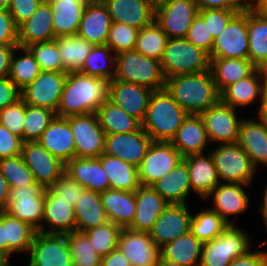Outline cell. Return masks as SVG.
I'll return each instance as SVG.
<instances>
[{
    "label": "cell",
    "instance_id": "15",
    "mask_svg": "<svg viewBox=\"0 0 267 266\" xmlns=\"http://www.w3.org/2000/svg\"><path fill=\"white\" fill-rule=\"evenodd\" d=\"M195 0H167L155 9V21L169 39L185 38L198 14Z\"/></svg>",
    "mask_w": 267,
    "mask_h": 266
},
{
    "label": "cell",
    "instance_id": "36",
    "mask_svg": "<svg viewBox=\"0 0 267 266\" xmlns=\"http://www.w3.org/2000/svg\"><path fill=\"white\" fill-rule=\"evenodd\" d=\"M55 37L77 35L86 5L91 0H48Z\"/></svg>",
    "mask_w": 267,
    "mask_h": 266
},
{
    "label": "cell",
    "instance_id": "57",
    "mask_svg": "<svg viewBox=\"0 0 267 266\" xmlns=\"http://www.w3.org/2000/svg\"><path fill=\"white\" fill-rule=\"evenodd\" d=\"M50 190L59 198L75 207L79 197L86 190L78 182L71 179L65 173L53 184Z\"/></svg>",
    "mask_w": 267,
    "mask_h": 266
},
{
    "label": "cell",
    "instance_id": "4",
    "mask_svg": "<svg viewBox=\"0 0 267 266\" xmlns=\"http://www.w3.org/2000/svg\"><path fill=\"white\" fill-rule=\"evenodd\" d=\"M243 229L230 224L215 239L203 243L199 266H229L235 258L252 250V237Z\"/></svg>",
    "mask_w": 267,
    "mask_h": 266
},
{
    "label": "cell",
    "instance_id": "31",
    "mask_svg": "<svg viewBox=\"0 0 267 266\" xmlns=\"http://www.w3.org/2000/svg\"><path fill=\"white\" fill-rule=\"evenodd\" d=\"M183 159L187 162L190 185L193 194L204 201L211 191L219 185L217 170L210 153L192 154Z\"/></svg>",
    "mask_w": 267,
    "mask_h": 266
},
{
    "label": "cell",
    "instance_id": "74",
    "mask_svg": "<svg viewBox=\"0 0 267 266\" xmlns=\"http://www.w3.org/2000/svg\"><path fill=\"white\" fill-rule=\"evenodd\" d=\"M0 266H8V265L0 258Z\"/></svg>",
    "mask_w": 267,
    "mask_h": 266
},
{
    "label": "cell",
    "instance_id": "72",
    "mask_svg": "<svg viewBox=\"0 0 267 266\" xmlns=\"http://www.w3.org/2000/svg\"><path fill=\"white\" fill-rule=\"evenodd\" d=\"M11 3L12 0H0V8L8 9Z\"/></svg>",
    "mask_w": 267,
    "mask_h": 266
},
{
    "label": "cell",
    "instance_id": "61",
    "mask_svg": "<svg viewBox=\"0 0 267 266\" xmlns=\"http://www.w3.org/2000/svg\"><path fill=\"white\" fill-rule=\"evenodd\" d=\"M20 89L9 76L0 78V110L15 103L21 98Z\"/></svg>",
    "mask_w": 267,
    "mask_h": 266
},
{
    "label": "cell",
    "instance_id": "2",
    "mask_svg": "<svg viewBox=\"0 0 267 266\" xmlns=\"http://www.w3.org/2000/svg\"><path fill=\"white\" fill-rule=\"evenodd\" d=\"M165 89L188 114L200 115L220 101L210 70L166 78Z\"/></svg>",
    "mask_w": 267,
    "mask_h": 266
},
{
    "label": "cell",
    "instance_id": "49",
    "mask_svg": "<svg viewBox=\"0 0 267 266\" xmlns=\"http://www.w3.org/2000/svg\"><path fill=\"white\" fill-rule=\"evenodd\" d=\"M73 266H101V257L91 246L84 232L74 231L66 234Z\"/></svg>",
    "mask_w": 267,
    "mask_h": 266
},
{
    "label": "cell",
    "instance_id": "62",
    "mask_svg": "<svg viewBox=\"0 0 267 266\" xmlns=\"http://www.w3.org/2000/svg\"><path fill=\"white\" fill-rule=\"evenodd\" d=\"M198 10L227 9L244 10L248 6L247 0H195Z\"/></svg>",
    "mask_w": 267,
    "mask_h": 266
},
{
    "label": "cell",
    "instance_id": "53",
    "mask_svg": "<svg viewBox=\"0 0 267 266\" xmlns=\"http://www.w3.org/2000/svg\"><path fill=\"white\" fill-rule=\"evenodd\" d=\"M138 32L139 29L130 25L112 22L106 45L112 49L115 55L135 50Z\"/></svg>",
    "mask_w": 267,
    "mask_h": 266
},
{
    "label": "cell",
    "instance_id": "22",
    "mask_svg": "<svg viewBox=\"0 0 267 266\" xmlns=\"http://www.w3.org/2000/svg\"><path fill=\"white\" fill-rule=\"evenodd\" d=\"M74 231H76L74 207L70 202L56 196L50 189H45L41 232L67 234Z\"/></svg>",
    "mask_w": 267,
    "mask_h": 266
},
{
    "label": "cell",
    "instance_id": "20",
    "mask_svg": "<svg viewBox=\"0 0 267 266\" xmlns=\"http://www.w3.org/2000/svg\"><path fill=\"white\" fill-rule=\"evenodd\" d=\"M188 204H169L149 232L159 248L190 231L192 214Z\"/></svg>",
    "mask_w": 267,
    "mask_h": 266
},
{
    "label": "cell",
    "instance_id": "41",
    "mask_svg": "<svg viewBox=\"0 0 267 266\" xmlns=\"http://www.w3.org/2000/svg\"><path fill=\"white\" fill-rule=\"evenodd\" d=\"M37 230L5 212V241H7V265L12 264L14 254H28Z\"/></svg>",
    "mask_w": 267,
    "mask_h": 266
},
{
    "label": "cell",
    "instance_id": "71",
    "mask_svg": "<svg viewBox=\"0 0 267 266\" xmlns=\"http://www.w3.org/2000/svg\"><path fill=\"white\" fill-rule=\"evenodd\" d=\"M155 9L164 4L167 0H147Z\"/></svg>",
    "mask_w": 267,
    "mask_h": 266
},
{
    "label": "cell",
    "instance_id": "21",
    "mask_svg": "<svg viewBox=\"0 0 267 266\" xmlns=\"http://www.w3.org/2000/svg\"><path fill=\"white\" fill-rule=\"evenodd\" d=\"M152 92L145 86L112 79L109 81L108 99L142 123Z\"/></svg>",
    "mask_w": 267,
    "mask_h": 266
},
{
    "label": "cell",
    "instance_id": "42",
    "mask_svg": "<svg viewBox=\"0 0 267 266\" xmlns=\"http://www.w3.org/2000/svg\"><path fill=\"white\" fill-rule=\"evenodd\" d=\"M63 72H80L94 45L78 35L56 37Z\"/></svg>",
    "mask_w": 267,
    "mask_h": 266
},
{
    "label": "cell",
    "instance_id": "68",
    "mask_svg": "<svg viewBox=\"0 0 267 266\" xmlns=\"http://www.w3.org/2000/svg\"><path fill=\"white\" fill-rule=\"evenodd\" d=\"M257 117L267 122V81L264 80L261 94V102L257 111Z\"/></svg>",
    "mask_w": 267,
    "mask_h": 266
},
{
    "label": "cell",
    "instance_id": "52",
    "mask_svg": "<svg viewBox=\"0 0 267 266\" xmlns=\"http://www.w3.org/2000/svg\"><path fill=\"white\" fill-rule=\"evenodd\" d=\"M41 71H63V63L55 40L33 43L27 46Z\"/></svg>",
    "mask_w": 267,
    "mask_h": 266
},
{
    "label": "cell",
    "instance_id": "7",
    "mask_svg": "<svg viewBox=\"0 0 267 266\" xmlns=\"http://www.w3.org/2000/svg\"><path fill=\"white\" fill-rule=\"evenodd\" d=\"M209 148L221 183H240L251 186L257 169L247 153L237 144H219Z\"/></svg>",
    "mask_w": 267,
    "mask_h": 266
},
{
    "label": "cell",
    "instance_id": "27",
    "mask_svg": "<svg viewBox=\"0 0 267 266\" xmlns=\"http://www.w3.org/2000/svg\"><path fill=\"white\" fill-rule=\"evenodd\" d=\"M112 22L107 6L91 0L85 7L77 35L94 46L106 45Z\"/></svg>",
    "mask_w": 267,
    "mask_h": 266
},
{
    "label": "cell",
    "instance_id": "59",
    "mask_svg": "<svg viewBox=\"0 0 267 266\" xmlns=\"http://www.w3.org/2000/svg\"><path fill=\"white\" fill-rule=\"evenodd\" d=\"M43 0H12L8 11L14 19L17 27L27 21L37 10Z\"/></svg>",
    "mask_w": 267,
    "mask_h": 266
},
{
    "label": "cell",
    "instance_id": "50",
    "mask_svg": "<svg viewBox=\"0 0 267 266\" xmlns=\"http://www.w3.org/2000/svg\"><path fill=\"white\" fill-rule=\"evenodd\" d=\"M0 171L10 188L28 187L35 183L34 176L21 154L0 159Z\"/></svg>",
    "mask_w": 267,
    "mask_h": 266
},
{
    "label": "cell",
    "instance_id": "33",
    "mask_svg": "<svg viewBox=\"0 0 267 266\" xmlns=\"http://www.w3.org/2000/svg\"><path fill=\"white\" fill-rule=\"evenodd\" d=\"M171 143L183 157L207 152L211 144L201 116L188 114Z\"/></svg>",
    "mask_w": 267,
    "mask_h": 266
},
{
    "label": "cell",
    "instance_id": "26",
    "mask_svg": "<svg viewBox=\"0 0 267 266\" xmlns=\"http://www.w3.org/2000/svg\"><path fill=\"white\" fill-rule=\"evenodd\" d=\"M136 211L132 224L135 231L150 232L169 203L152 187L141 185L135 191Z\"/></svg>",
    "mask_w": 267,
    "mask_h": 266
},
{
    "label": "cell",
    "instance_id": "9",
    "mask_svg": "<svg viewBox=\"0 0 267 266\" xmlns=\"http://www.w3.org/2000/svg\"><path fill=\"white\" fill-rule=\"evenodd\" d=\"M181 160L183 156L171 142L153 141L137 167L141 185L151 186L172 171Z\"/></svg>",
    "mask_w": 267,
    "mask_h": 266
},
{
    "label": "cell",
    "instance_id": "17",
    "mask_svg": "<svg viewBox=\"0 0 267 266\" xmlns=\"http://www.w3.org/2000/svg\"><path fill=\"white\" fill-rule=\"evenodd\" d=\"M248 187L250 186L240 183H220L203 202L207 203L212 198L209 208L217 212L227 223L234 224V221H237L235 217L244 214L250 208L249 193L245 190ZM231 216L235 220H231Z\"/></svg>",
    "mask_w": 267,
    "mask_h": 266
},
{
    "label": "cell",
    "instance_id": "58",
    "mask_svg": "<svg viewBox=\"0 0 267 266\" xmlns=\"http://www.w3.org/2000/svg\"><path fill=\"white\" fill-rule=\"evenodd\" d=\"M22 146V138L0 124V159L20 155Z\"/></svg>",
    "mask_w": 267,
    "mask_h": 266
},
{
    "label": "cell",
    "instance_id": "37",
    "mask_svg": "<svg viewBox=\"0 0 267 266\" xmlns=\"http://www.w3.org/2000/svg\"><path fill=\"white\" fill-rule=\"evenodd\" d=\"M256 69L248 58H210V71L219 93Z\"/></svg>",
    "mask_w": 267,
    "mask_h": 266
},
{
    "label": "cell",
    "instance_id": "14",
    "mask_svg": "<svg viewBox=\"0 0 267 266\" xmlns=\"http://www.w3.org/2000/svg\"><path fill=\"white\" fill-rule=\"evenodd\" d=\"M28 255L27 266H73L66 234L37 231Z\"/></svg>",
    "mask_w": 267,
    "mask_h": 266
},
{
    "label": "cell",
    "instance_id": "8",
    "mask_svg": "<svg viewBox=\"0 0 267 266\" xmlns=\"http://www.w3.org/2000/svg\"><path fill=\"white\" fill-rule=\"evenodd\" d=\"M66 72L41 71L32 83L20 90L21 99L27 104L57 112L64 85Z\"/></svg>",
    "mask_w": 267,
    "mask_h": 266
},
{
    "label": "cell",
    "instance_id": "25",
    "mask_svg": "<svg viewBox=\"0 0 267 266\" xmlns=\"http://www.w3.org/2000/svg\"><path fill=\"white\" fill-rule=\"evenodd\" d=\"M38 142L64 164L76 157L75 141L68 117L55 116Z\"/></svg>",
    "mask_w": 267,
    "mask_h": 266
},
{
    "label": "cell",
    "instance_id": "73",
    "mask_svg": "<svg viewBox=\"0 0 267 266\" xmlns=\"http://www.w3.org/2000/svg\"><path fill=\"white\" fill-rule=\"evenodd\" d=\"M260 69L262 71L264 80L267 81V62Z\"/></svg>",
    "mask_w": 267,
    "mask_h": 266
},
{
    "label": "cell",
    "instance_id": "43",
    "mask_svg": "<svg viewBox=\"0 0 267 266\" xmlns=\"http://www.w3.org/2000/svg\"><path fill=\"white\" fill-rule=\"evenodd\" d=\"M105 134L129 133L138 130L141 123L122 108L107 99L96 111Z\"/></svg>",
    "mask_w": 267,
    "mask_h": 266
},
{
    "label": "cell",
    "instance_id": "13",
    "mask_svg": "<svg viewBox=\"0 0 267 266\" xmlns=\"http://www.w3.org/2000/svg\"><path fill=\"white\" fill-rule=\"evenodd\" d=\"M45 189L36 182L28 187L10 188L5 212L41 232Z\"/></svg>",
    "mask_w": 267,
    "mask_h": 266
},
{
    "label": "cell",
    "instance_id": "64",
    "mask_svg": "<svg viewBox=\"0 0 267 266\" xmlns=\"http://www.w3.org/2000/svg\"><path fill=\"white\" fill-rule=\"evenodd\" d=\"M18 45L0 46V78L9 76L12 55Z\"/></svg>",
    "mask_w": 267,
    "mask_h": 266
},
{
    "label": "cell",
    "instance_id": "44",
    "mask_svg": "<svg viewBox=\"0 0 267 266\" xmlns=\"http://www.w3.org/2000/svg\"><path fill=\"white\" fill-rule=\"evenodd\" d=\"M41 73V69L27 47L17 46L11 59L9 78L22 90Z\"/></svg>",
    "mask_w": 267,
    "mask_h": 266
},
{
    "label": "cell",
    "instance_id": "24",
    "mask_svg": "<svg viewBox=\"0 0 267 266\" xmlns=\"http://www.w3.org/2000/svg\"><path fill=\"white\" fill-rule=\"evenodd\" d=\"M64 173L82 187L102 193L110 189V181L98 157H75L65 164Z\"/></svg>",
    "mask_w": 267,
    "mask_h": 266
},
{
    "label": "cell",
    "instance_id": "47",
    "mask_svg": "<svg viewBox=\"0 0 267 266\" xmlns=\"http://www.w3.org/2000/svg\"><path fill=\"white\" fill-rule=\"evenodd\" d=\"M168 39L167 34L154 20L150 25L139 29L135 50L161 61Z\"/></svg>",
    "mask_w": 267,
    "mask_h": 266
},
{
    "label": "cell",
    "instance_id": "28",
    "mask_svg": "<svg viewBox=\"0 0 267 266\" xmlns=\"http://www.w3.org/2000/svg\"><path fill=\"white\" fill-rule=\"evenodd\" d=\"M161 266H199L202 243L188 231L159 248Z\"/></svg>",
    "mask_w": 267,
    "mask_h": 266
},
{
    "label": "cell",
    "instance_id": "19",
    "mask_svg": "<svg viewBox=\"0 0 267 266\" xmlns=\"http://www.w3.org/2000/svg\"><path fill=\"white\" fill-rule=\"evenodd\" d=\"M117 248L131 266H161L159 247L154 244L149 232L122 228Z\"/></svg>",
    "mask_w": 267,
    "mask_h": 266
},
{
    "label": "cell",
    "instance_id": "54",
    "mask_svg": "<svg viewBox=\"0 0 267 266\" xmlns=\"http://www.w3.org/2000/svg\"><path fill=\"white\" fill-rule=\"evenodd\" d=\"M25 102L20 98L15 103L0 110V124L23 140Z\"/></svg>",
    "mask_w": 267,
    "mask_h": 266
},
{
    "label": "cell",
    "instance_id": "63",
    "mask_svg": "<svg viewBox=\"0 0 267 266\" xmlns=\"http://www.w3.org/2000/svg\"><path fill=\"white\" fill-rule=\"evenodd\" d=\"M229 266H267V249H252L246 255L235 258Z\"/></svg>",
    "mask_w": 267,
    "mask_h": 266
},
{
    "label": "cell",
    "instance_id": "30",
    "mask_svg": "<svg viewBox=\"0 0 267 266\" xmlns=\"http://www.w3.org/2000/svg\"><path fill=\"white\" fill-rule=\"evenodd\" d=\"M52 18V7L48 0H43L32 16L18 27V46L54 40Z\"/></svg>",
    "mask_w": 267,
    "mask_h": 266
},
{
    "label": "cell",
    "instance_id": "39",
    "mask_svg": "<svg viewBox=\"0 0 267 266\" xmlns=\"http://www.w3.org/2000/svg\"><path fill=\"white\" fill-rule=\"evenodd\" d=\"M247 24L249 38L248 59L257 68H262L267 62V17L258 14L248 5Z\"/></svg>",
    "mask_w": 267,
    "mask_h": 266
},
{
    "label": "cell",
    "instance_id": "18",
    "mask_svg": "<svg viewBox=\"0 0 267 266\" xmlns=\"http://www.w3.org/2000/svg\"><path fill=\"white\" fill-rule=\"evenodd\" d=\"M152 142L142 127L129 133L105 134L104 153L138 167Z\"/></svg>",
    "mask_w": 267,
    "mask_h": 266
},
{
    "label": "cell",
    "instance_id": "45",
    "mask_svg": "<svg viewBox=\"0 0 267 266\" xmlns=\"http://www.w3.org/2000/svg\"><path fill=\"white\" fill-rule=\"evenodd\" d=\"M116 55L108 45L94 46L80 72L111 81L115 77Z\"/></svg>",
    "mask_w": 267,
    "mask_h": 266
},
{
    "label": "cell",
    "instance_id": "16",
    "mask_svg": "<svg viewBox=\"0 0 267 266\" xmlns=\"http://www.w3.org/2000/svg\"><path fill=\"white\" fill-rule=\"evenodd\" d=\"M75 141L76 157H99L104 153L105 132L96 113L68 117Z\"/></svg>",
    "mask_w": 267,
    "mask_h": 266
},
{
    "label": "cell",
    "instance_id": "67",
    "mask_svg": "<svg viewBox=\"0 0 267 266\" xmlns=\"http://www.w3.org/2000/svg\"><path fill=\"white\" fill-rule=\"evenodd\" d=\"M10 197V187L8 181L0 171V211L5 210Z\"/></svg>",
    "mask_w": 267,
    "mask_h": 266
},
{
    "label": "cell",
    "instance_id": "32",
    "mask_svg": "<svg viewBox=\"0 0 267 266\" xmlns=\"http://www.w3.org/2000/svg\"><path fill=\"white\" fill-rule=\"evenodd\" d=\"M104 4L113 22L142 29L155 19V8L147 0H107Z\"/></svg>",
    "mask_w": 267,
    "mask_h": 266
},
{
    "label": "cell",
    "instance_id": "12",
    "mask_svg": "<svg viewBox=\"0 0 267 266\" xmlns=\"http://www.w3.org/2000/svg\"><path fill=\"white\" fill-rule=\"evenodd\" d=\"M21 155L35 182L43 189H50L64 174L65 164L38 141L23 142Z\"/></svg>",
    "mask_w": 267,
    "mask_h": 266
},
{
    "label": "cell",
    "instance_id": "65",
    "mask_svg": "<svg viewBox=\"0 0 267 266\" xmlns=\"http://www.w3.org/2000/svg\"><path fill=\"white\" fill-rule=\"evenodd\" d=\"M101 266H131L125 255L117 248L101 257Z\"/></svg>",
    "mask_w": 267,
    "mask_h": 266
},
{
    "label": "cell",
    "instance_id": "34",
    "mask_svg": "<svg viewBox=\"0 0 267 266\" xmlns=\"http://www.w3.org/2000/svg\"><path fill=\"white\" fill-rule=\"evenodd\" d=\"M151 186L169 204H188L192 190L187 162L181 160L172 171Z\"/></svg>",
    "mask_w": 267,
    "mask_h": 266
},
{
    "label": "cell",
    "instance_id": "55",
    "mask_svg": "<svg viewBox=\"0 0 267 266\" xmlns=\"http://www.w3.org/2000/svg\"><path fill=\"white\" fill-rule=\"evenodd\" d=\"M185 38L196 47L205 51L207 54H211L214 39L211 33H209V29L204 21V18L199 13L193 19Z\"/></svg>",
    "mask_w": 267,
    "mask_h": 266
},
{
    "label": "cell",
    "instance_id": "51",
    "mask_svg": "<svg viewBox=\"0 0 267 266\" xmlns=\"http://www.w3.org/2000/svg\"><path fill=\"white\" fill-rule=\"evenodd\" d=\"M121 229V227L109 221L101 226L88 229L84 233L90 239L91 246L98 255L103 257L117 249Z\"/></svg>",
    "mask_w": 267,
    "mask_h": 266
},
{
    "label": "cell",
    "instance_id": "38",
    "mask_svg": "<svg viewBox=\"0 0 267 266\" xmlns=\"http://www.w3.org/2000/svg\"><path fill=\"white\" fill-rule=\"evenodd\" d=\"M76 231L84 232L109 222L100 193L85 190L75 207Z\"/></svg>",
    "mask_w": 267,
    "mask_h": 266
},
{
    "label": "cell",
    "instance_id": "66",
    "mask_svg": "<svg viewBox=\"0 0 267 266\" xmlns=\"http://www.w3.org/2000/svg\"><path fill=\"white\" fill-rule=\"evenodd\" d=\"M0 258L7 264V241H5V211H0Z\"/></svg>",
    "mask_w": 267,
    "mask_h": 266
},
{
    "label": "cell",
    "instance_id": "11",
    "mask_svg": "<svg viewBox=\"0 0 267 266\" xmlns=\"http://www.w3.org/2000/svg\"><path fill=\"white\" fill-rule=\"evenodd\" d=\"M238 110L219 101L200 116L204 122L210 144L236 143L243 116Z\"/></svg>",
    "mask_w": 267,
    "mask_h": 266
},
{
    "label": "cell",
    "instance_id": "5",
    "mask_svg": "<svg viewBox=\"0 0 267 266\" xmlns=\"http://www.w3.org/2000/svg\"><path fill=\"white\" fill-rule=\"evenodd\" d=\"M114 79L145 86L152 91L164 89L166 81L161 62L136 50L116 55Z\"/></svg>",
    "mask_w": 267,
    "mask_h": 266
},
{
    "label": "cell",
    "instance_id": "40",
    "mask_svg": "<svg viewBox=\"0 0 267 266\" xmlns=\"http://www.w3.org/2000/svg\"><path fill=\"white\" fill-rule=\"evenodd\" d=\"M110 181L111 189L136 191L140 186L137 167L103 153L98 157Z\"/></svg>",
    "mask_w": 267,
    "mask_h": 266
},
{
    "label": "cell",
    "instance_id": "1",
    "mask_svg": "<svg viewBox=\"0 0 267 266\" xmlns=\"http://www.w3.org/2000/svg\"><path fill=\"white\" fill-rule=\"evenodd\" d=\"M109 81L70 72L61 96L56 116L70 117L96 113L97 109L108 99Z\"/></svg>",
    "mask_w": 267,
    "mask_h": 266
},
{
    "label": "cell",
    "instance_id": "3",
    "mask_svg": "<svg viewBox=\"0 0 267 266\" xmlns=\"http://www.w3.org/2000/svg\"><path fill=\"white\" fill-rule=\"evenodd\" d=\"M188 113L164 88L153 91L141 127L153 141L171 142Z\"/></svg>",
    "mask_w": 267,
    "mask_h": 266
},
{
    "label": "cell",
    "instance_id": "10",
    "mask_svg": "<svg viewBox=\"0 0 267 266\" xmlns=\"http://www.w3.org/2000/svg\"><path fill=\"white\" fill-rule=\"evenodd\" d=\"M247 7L237 12L214 39L210 58H248Z\"/></svg>",
    "mask_w": 267,
    "mask_h": 266
},
{
    "label": "cell",
    "instance_id": "56",
    "mask_svg": "<svg viewBox=\"0 0 267 266\" xmlns=\"http://www.w3.org/2000/svg\"><path fill=\"white\" fill-rule=\"evenodd\" d=\"M242 10H227V9H203L198 13L204 18L208 26L209 33L215 39L226 27L231 18Z\"/></svg>",
    "mask_w": 267,
    "mask_h": 266
},
{
    "label": "cell",
    "instance_id": "75",
    "mask_svg": "<svg viewBox=\"0 0 267 266\" xmlns=\"http://www.w3.org/2000/svg\"><path fill=\"white\" fill-rule=\"evenodd\" d=\"M94 1H97V2H102V3H104L105 1H107V0H94Z\"/></svg>",
    "mask_w": 267,
    "mask_h": 266
},
{
    "label": "cell",
    "instance_id": "70",
    "mask_svg": "<svg viewBox=\"0 0 267 266\" xmlns=\"http://www.w3.org/2000/svg\"><path fill=\"white\" fill-rule=\"evenodd\" d=\"M262 203L258 204L257 211L262 216V220L264 221V226L267 225V184H265L264 192L262 196Z\"/></svg>",
    "mask_w": 267,
    "mask_h": 266
},
{
    "label": "cell",
    "instance_id": "46",
    "mask_svg": "<svg viewBox=\"0 0 267 266\" xmlns=\"http://www.w3.org/2000/svg\"><path fill=\"white\" fill-rule=\"evenodd\" d=\"M230 224L208 206L192 214L190 231L203 244L219 236Z\"/></svg>",
    "mask_w": 267,
    "mask_h": 266
},
{
    "label": "cell",
    "instance_id": "29",
    "mask_svg": "<svg viewBox=\"0 0 267 266\" xmlns=\"http://www.w3.org/2000/svg\"><path fill=\"white\" fill-rule=\"evenodd\" d=\"M263 83L262 71L260 68H257L251 75L226 87L220 93V101L232 108H245V110L247 106L257 102L256 111H258Z\"/></svg>",
    "mask_w": 267,
    "mask_h": 266
},
{
    "label": "cell",
    "instance_id": "35",
    "mask_svg": "<svg viewBox=\"0 0 267 266\" xmlns=\"http://www.w3.org/2000/svg\"><path fill=\"white\" fill-rule=\"evenodd\" d=\"M102 205L110 222L128 228L135 217V191L108 189L100 193Z\"/></svg>",
    "mask_w": 267,
    "mask_h": 266
},
{
    "label": "cell",
    "instance_id": "48",
    "mask_svg": "<svg viewBox=\"0 0 267 266\" xmlns=\"http://www.w3.org/2000/svg\"><path fill=\"white\" fill-rule=\"evenodd\" d=\"M55 116L49 109L25 103L23 142L38 141Z\"/></svg>",
    "mask_w": 267,
    "mask_h": 266
},
{
    "label": "cell",
    "instance_id": "23",
    "mask_svg": "<svg viewBox=\"0 0 267 266\" xmlns=\"http://www.w3.org/2000/svg\"><path fill=\"white\" fill-rule=\"evenodd\" d=\"M249 156L254 167H267V122L259 117L243 118L236 142Z\"/></svg>",
    "mask_w": 267,
    "mask_h": 266
},
{
    "label": "cell",
    "instance_id": "6",
    "mask_svg": "<svg viewBox=\"0 0 267 266\" xmlns=\"http://www.w3.org/2000/svg\"><path fill=\"white\" fill-rule=\"evenodd\" d=\"M161 68L165 79L178 74H196L210 70V56L186 38L168 39Z\"/></svg>",
    "mask_w": 267,
    "mask_h": 266
},
{
    "label": "cell",
    "instance_id": "60",
    "mask_svg": "<svg viewBox=\"0 0 267 266\" xmlns=\"http://www.w3.org/2000/svg\"><path fill=\"white\" fill-rule=\"evenodd\" d=\"M18 45V27L8 9L0 8V46Z\"/></svg>",
    "mask_w": 267,
    "mask_h": 266
},
{
    "label": "cell",
    "instance_id": "69",
    "mask_svg": "<svg viewBox=\"0 0 267 266\" xmlns=\"http://www.w3.org/2000/svg\"><path fill=\"white\" fill-rule=\"evenodd\" d=\"M248 5L258 14L267 17V0H250Z\"/></svg>",
    "mask_w": 267,
    "mask_h": 266
}]
</instances>
